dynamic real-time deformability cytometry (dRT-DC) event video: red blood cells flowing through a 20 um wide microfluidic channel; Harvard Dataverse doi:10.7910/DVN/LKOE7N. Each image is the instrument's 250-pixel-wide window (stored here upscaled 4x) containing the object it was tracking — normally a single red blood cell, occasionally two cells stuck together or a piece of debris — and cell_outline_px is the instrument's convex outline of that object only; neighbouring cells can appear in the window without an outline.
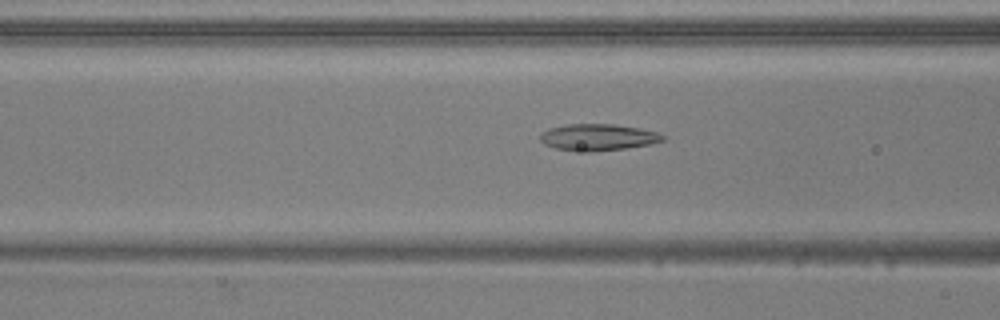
{"species": "common noctule bat (a hibernating species)", "species_latin": "Nyctalus noctula", "temperature_condition": "warm", "stored_images_in_passage": 45, "camera_frame_rate_fps": 3000, "um_per_image_px": 0.085, "animal": {"sex": "male", "body_mass_g": 20.5, "forearm_length_mm": 52.5}, "frame": {"image": 1, "passage_image": 13, "time_ms": 4.0, "image_size_px": [1000, 320], "cell_outline_px": [[664, 140], [648, 144], [628, 148], [588, 152], [556, 148], [544, 144], [540, 140], [540, 132], [548, 128], [568, 124], [612, 124], [640, 128], [656, 132], [664, 136]], "centroid_in_image_um": [50.79, 11.66], "position_along_channel_um": 115.8, "area_um2": 18.9}}
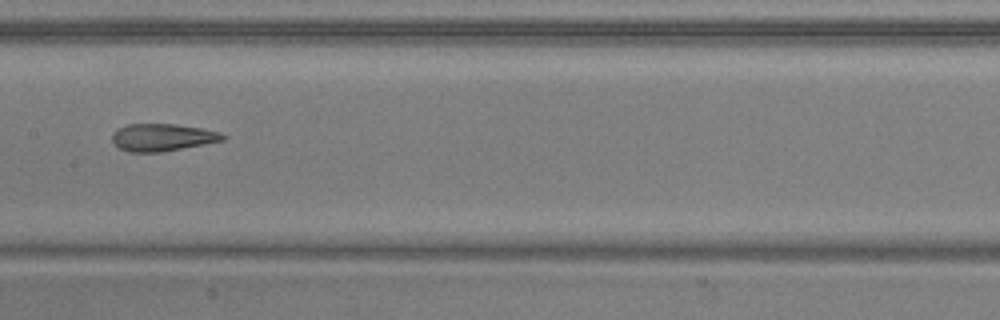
{"frame": {"image": 2, "passage_image": 19, "time_ms": 6.0, "image_size_px": [1000, 320], "cell_outline_px": [[228, 136], [224, 140], [204, 144], [160, 152], [128, 152], [120, 148], [112, 140], [112, 132], [128, 124], [176, 124], [200, 128], [220, 132]], "centroid_in_image_um": [13.81, 11.67], "position_along_channel_um": 193.6, "area_um2": 17.51}}
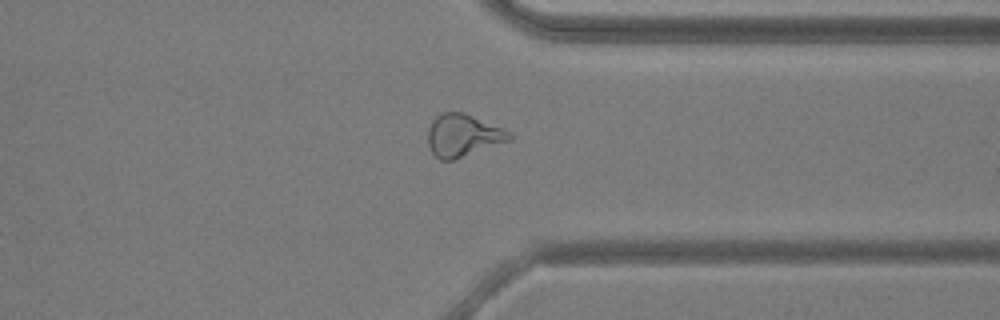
{"frame": {"image": 3, "passage_image": 33, "time_ms": 10.667, "image_size_px": [1000, 320], "cell_outline_px": [[512, 140], [452, 160], [440, 160], [432, 152], [428, 144], [428, 128], [432, 120], [440, 112], [464, 112], [504, 128], [512, 132]], "centroid_in_image_um": [39.37, 11.49], "position_along_channel_um": 372.0, "area_um2": 20.29}, "authors_computed_cell_mechanics": {"area_um2": 18.0914, "velocity_mm_per_s": 3.8626, "shape_relaxation_time_tau1_ms": 10.8334, "shape_relaxation_time_tau2_ms": 1.6616, "deformation_change_tau1": 0.2731, "deformation_change_tau2": 0.0995}}